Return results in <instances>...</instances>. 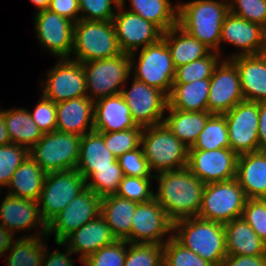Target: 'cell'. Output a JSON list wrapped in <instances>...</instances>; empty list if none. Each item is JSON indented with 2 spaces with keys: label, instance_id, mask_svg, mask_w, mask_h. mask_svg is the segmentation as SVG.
<instances>
[{
  "label": "cell",
  "instance_id": "cell-46",
  "mask_svg": "<svg viewBox=\"0 0 266 266\" xmlns=\"http://www.w3.org/2000/svg\"><path fill=\"white\" fill-rule=\"evenodd\" d=\"M119 166L123 170L124 176H133L140 178H154L152 171L145 158L142 146L126 152L117 158Z\"/></svg>",
  "mask_w": 266,
  "mask_h": 266
},
{
  "label": "cell",
  "instance_id": "cell-22",
  "mask_svg": "<svg viewBox=\"0 0 266 266\" xmlns=\"http://www.w3.org/2000/svg\"><path fill=\"white\" fill-rule=\"evenodd\" d=\"M0 224L13 234L39 226L41 234L47 233V225L41 217L38 202L14 197L6 193L0 205Z\"/></svg>",
  "mask_w": 266,
  "mask_h": 266
},
{
  "label": "cell",
  "instance_id": "cell-47",
  "mask_svg": "<svg viewBox=\"0 0 266 266\" xmlns=\"http://www.w3.org/2000/svg\"><path fill=\"white\" fill-rule=\"evenodd\" d=\"M81 20L113 21L120 0H78Z\"/></svg>",
  "mask_w": 266,
  "mask_h": 266
},
{
  "label": "cell",
  "instance_id": "cell-26",
  "mask_svg": "<svg viewBox=\"0 0 266 266\" xmlns=\"http://www.w3.org/2000/svg\"><path fill=\"white\" fill-rule=\"evenodd\" d=\"M237 67L244 100L266 101V58L262 54L230 59Z\"/></svg>",
  "mask_w": 266,
  "mask_h": 266
},
{
  "label": "cell",
  "instance_id": "cell-48",
  "mask_svg": "<svg viewBox=\"0 0 266 266\" xmlns=\"http://www.w3.org/2000/svg\"><path fill=\"white\" fill-rule=\"evenodd\" d=\"M229 12L266 29V0H234Z\"/></svg>",
  "mask_w": 266,
  "mask_h": 266
},
{
  "label": "cell",
  "instance_id": "cell-2",
  "mask_svg": "<svg viewBox=\"0 0 266 266\" xmlns=\"http://www.w3.org/2000/svg\"><path fill=\"white\" fill-rule=\"evenodd\" d=\"M178 26L220 54L221 28L229 5L216 0H195L179 3Z\"/></svg>",
  "mask_w": 266,
  "mask_h": 266
},
{
  "label": "cell",
  "instance_id": "cell-18",
  "mask_svg": "<svg viewBox=\"0 0 266 266\" xmlns=\"http://www.w3.org/2000/svg\"><path fill=\"white\" fill-rule=\"evenodd\" d=\"M221 61L210 78L208 95V112L219 115L244 100L236 65L230 59Z\"/></svg>",
  "mask_w": 266,
  "mask_h": 266
},
{
  "label": "cell",
  "instance_id": "cell-14",
  "mask_svg": "<svg viewBox=\"0 0 266 266\" xmlns=\"http://www.w3.org/2000/svg\"><path fill=\"white\" fill-rule=\"evenodd\" d=\"M173 235V221L155 198L137 203L128 243H146L163 245L164 235ZM165 240V241H164Z\"/></svg>",
  "mask_w": 266,
  "mask_h": 266
},
{
  "label": "cell",
  "instance_id": "cell-41",
  "mask_svg": "<svg viewBox=\"0 0 266 266\" xmlns=\"http://www.w3.org/2000/svg\"><path fill=\"white\" fill-rule=\"evenodd\" d=\"M128 247L124 266H163V245L129 243Z\"/></svg>",
  "mask_w": 266,
  "mask_h": 266
},
{
  "label": "cell",
  "instance_id": "cell-38",
  "mask_svg": "<svg viewBox=\"0 0 266 266\" xmlns=\"http://www.w3.org/2000/svg\"><path fill=\"white\" fill-rule=\"evenodd\" d=\"M123 177V170L119 166L118 160H116L113 163V167L95 169V172L92 173L88 177V181H86V188L92 190L101 198L115 195Z\"/></svg>",
  "mask_w": 266,
  "mask_h": 266
},
{
  "label": "cell",
  "instance_id": "cell-35",
  "mask_svg": "<svg viewBox=\"0 0 266 266\" xmlns=\"http://www.w3.org/2000/svg\"><path fill=\"white\" fill-rule=\"evenodd\" d=\"M129 12L137 14L156 25L163 33L178 25V6L169 0H130ZM125 0H120L124 6Z\"/></svg>",
  "mask_w": 266,
  "mask_h": 266
},
{
  "label": "cell",
  "instance_id": "cell-23",
  "mask_svg": "<svg viewBox=\"0 0 266 266\" xmlns=\"http://www.w3.org/2000/svg\"><path fill=\"white\" fill-rule=\"evenodd\" d=\"M56 118V131L82 137L94 131V102L88 96L59 102L56 104Z\"/></svg>",
  "mask_w": 266,
  "mask_h": 266
},
{
  "label": "cell",
  "instance_id": "cell-15",
  "mask_svg": "<svg viewBox=\"0 0 266 266\" xmlns=\"http://www.w3.org/2000/svg\"><path fill=\"white\" fill-rule=\"evenodd\" d=\"M117 8L119 11L113 18V24L118 43L121 51L130 54L131 61L134 62L138 48L158 42L163 32L141 16L123 10L124 6L119 5Z\"/></svg>",
  "mask_w": 266,
  "mask_h": 266
},
{
  "label": "cell",
  "instance_id": "cell-56",
  "mask_svg": "<svg viewBox=\"0 0 266 266\" xmlns=\"http://www.w3.org/2000/svg\"><path fill=\"white\" fill-rule=\"evenodd\" d=\"M10 135L6 129L5 120H4V110H0V146L10 144Z\"/></svg>",
  "mask_w": 266,
  "mask_h": 266
},
{
  "label": "cell",
  "instance_id": "cell-50",
  "mask_svg": "<svg viewBox=\"0 0 266 266\" xmlns=\"http://www.w3.org/2000/svg\"><path fill=\"white\" fill-rule=\"evenodd\" d=\"M29 113L43 134L56 131V103L52 100L42 95L35 110Z\"/></svg>",
  "mask_w": 266,
  "mask_h": 266
},
{
  "label": "cell",
  "instance_id": "cell-43",
  "mask_svg": "<svg viewBox=\"0 0 266 266\" xmlns=\"http://www.w3.org/2000/svg\"><path fill=\"white\" fill-rule=\"evenodd\" d=\"M29 155L25 146L10 143L0 146V189L8 186L15 170Z\"/></svg>",
  "mask_w": 266,
  "mask_h": 266
},
{
  "label": "cell",
  "instance_id": "cell-19",
  "mask_svg": "<svg viewBox=\"0 0 266 266\" xmlns=\"http://www.w3.org/2000/svg\"><path fill=\"white\" fill-rule=\"evenodd\" d=\"M35 16L36 37L41 45L60 59H70L74 23L49 9L38 11Z\"/></svg>",
  "mask_w": 266,
  "mask_h": 266
},
{
  "label": "cell",
  "instance_id": "cell-16",
  "mask_svg": "<svg viewBox=\"0 0 266 266\" xmlns=\"http://www.w3.org/2000/svg\"><path fill=\"white\" fill-rule=\"evenodd\" d=\"M44 82L43 96L54 103L87 96L83 65L70 59H59Z\"/></svg>",
  "mask_w": 266,
  "mask_h": 266
},
{
  "label": "cell",
  "instance_id": "cell-42",
  "mask_svg": "<svg viewBox=\"0 0 266 266\" xmlns=\"http://www.w3.org/2000/svg\"><path fill=\"white\" fill-rule=\"evenodd\" d=\"M142 131L143 127L137 125L125 131L103 132L104 143L106 148L118 158L141 146Z\"/></svg>",
  "mask_w": 266,
  "mask_h": 266
},
{
  "label": "cell",
  "instance_id": "cell-6",
  "mask_svg": "<svg viewBox=\"0 0 266 266\" xmlns=\"http://www.w3.org/2000/svg\"><path fill=\"white\" fill-rule=\"evenodd\" d=\"M81 137L73 133L52 131L29 150V156L46 172L76 169Z\"/></svg>",
  "mask_w": 266,
  "mask_h": 266
},
{
  "label": "cell",
  "instance_id": "cell-34",
  "mask_svg": "<svg viewBox=\"0 0 266 266\" xmlns=\"http://www.w3.org/2000/svg\"><path fill=\"white\" fill-rule=\"evenodd\" d=\"M4 120L11 143L25 146L28 150L43 136V132L25 108L4 110Z\"/></svg>",
  "mask_w": 266,
  "mask_h": 266
},
{
  "label": "cell",
  "instance_id": "cell-8",
  "mask_svg": "<svg viewBox=\"0 0 266 266\" xmlns=\"http://www.w3.org/2000/svg\"><path fill=\"white\" fill-rule=\"evenodd\" d=\"M247 197L236 179L205 184L197 217L222 224L242 217Z\"/></svg>",
  "mask_w": 266,
  "mask_h": 266
},
{
  "label": "cell",
  "instance_id": "cell-51",
  "mask_svg": "<svg viewBox=\"0 0 266 266\" xmlns=\"http://www.w3.org/2000/svg\"><path fill=\"white\" fill-rule=\"evenodd\" d=\"M51 12L71 20L73 23L80 20L78 0H51L48 8Z\"/></svg>",
  "mask_w": 266,
  "mask_h": 266
},
{
  "label": "cell",
  "instance_id": "cell-21",
  "mask_svg": "<svg viewBox=\"0 0 266 266\" xmlns=\"http://www.w3.org/2000/svg\"><path fill=\"white\" fill-rule=\"evenodd\" d=\"M117 239L113 235L105 219L99 215L94 220L85 223L75 230L63 242H55L56 245H65L73 253H81L80 261L83 262L104 246L110 245Z\"/></svg>",
  "mask_w": 266,
  "mask_h": 266
},
{
  "label": "cell",
  "instance_id": "cell-12",
  "mask_svg": "<svg viewBox=\"0 0 266 266\" xmlns=\"http://www.w3.org/2000/svg\"><path fill=\"white\" fill-rule=\"evenodd\" d=\"M131 88H122L121 95L130 108L136 125L148 127L162 124L168 106V96L161 90L133 78Z\"/></svg>",
  "mask_w": 266,
  "mask_h": 266
},
{
  "label": "cell",
  "instance_id": "cell-24",
  "mask_svg": "<svg viewBox=\"0 0 266 266\" xmlns=\"http://www.w3.org/2000/svg\"><path fill=\"white\" fill-rule=\"evenodd\" d=\"M94 131L115 132L135 128L130 108L121 94L94 102Z\"/></svg>",
  "mask_w": 266,
  "mask_h": 266
},
{
  "label": "cell",
  "instance_id": "cell-53",
  "mask_svg": "<svg viewBox=\"0 0 266 266\" xmlns=\"http://www.w3.org/2000/svg\"><path fill=\"white\" fill-rule=\"evenodd\" d=\"M66 250V253L54 250L51 252V254H49L45 247L41 266H73L74 264L71 260L72 258H70V255L74 253L69 250L67 246Z\"/></svg>",
  "mask_w": 266,
  "mask_h": 266
},
{
  "label": "cell",
  "instance_id": "cell-4",
  "mask_svg": "<svg viewBox=\"0 0 266 266\" xmlns=\"http://www.w3.org/2000/svg\"><path fill=\"white\" fill-rule=\"evenodd\" d=\"M72 53L75 60L87 63L116 57L120 49L113 21L79 20L74 23Z\"/></svg>",
  "mask_w": 266,
  "mask_h": 266
},
{
  "label": "cell",
  "instance_id": "cell-54",
  "mask_svg": "<svg viewBox=\"0 0 266 266\" xmlns=\"http://www.w3.org/2000/svg\"><path fill=\"white\" fill-rule=\"evenodd\" d=\"M258 145L259 151H266V101L258 102Z\"/></svg>",
  "mask_w": 266,
  "mask_h": 266
},
{
  "label": "cell",
  "instance_id": "cell-5",
  "mask_svg": "<svg viewBox=\"0 0 266 266\" xmlns=\"http://www.w3.org/2000/svg\"><path fill=\"white\" fill-rule=\"evenodd\" d=\"M141 146L152 172L160 173L187 167L189 148L164 123L144 127Z\"/></svg>",
  "mask_w": 266,
  "mask_h": 266
},
{
  "label": "cell",
  "instance_id": "cell-3",
  "mask_svg": "<svg viewBox=\"0 0 266 266\" xmlns=\"http://www.w3.org/2000/svg\"><path fill=\"white\" fill-rule=\"evenodd\" d=\"M178 231V232H177ZM173 237L214 266H221L227 256L224 224L199 217L173 222Z\"/></svg>",
  "mask_w": 266,
  "mask_h": 266
},
{
  "label": "cell",
  "instance_id": "cell-31",
  "mask_svg": "<svg viewBox=\"0 0 266 266\" xmlns=\"http://www.w3.org/2000/svg\"><path fill=\"white\" fill-rule=\"evenodd\" d=\"M210 79L190 83H173L167 109L208 111Z\"/></svg>",
  "mask_w": 266,
  "mask_h": 266
},
{
  "label": "cell",
  "instance_id": "cell-25",
  "mask_svg": "<svg viewBox=\"0 0 266 266\" xmlns=\"http://www.w3.org/2000/svg\"><path fill=\"white\" fill-rule=\"evenodd\" d=\"M235 179L247 199H266V151L239 155Z\"/></svg>",
  "mask_w": 266,
  "mask_h": 266
},
{
  "label": "cell",
  "instance_id": "cell-30",
  "mask_svg": "<svg viewBox=\"0 0 266 266\" xmlns=\"http://www.w3.org/2000/svg\"><path fill=\"white\" fill-rule=\"evenodd\" d=\"M46 172L28 155L15 170L7 187L8 194L37 201L43 188Z\"/></svg>",
  "mask_w": 266,
  "mask_h": 266
},
{
  "label": "cell",
  "instance_id": "cell-33",
  "mask_svg": "<svg viewBox=\"0 0 266 266\" xmlns=\"http://www.w3.org/2000/svg\"><path fill=\"white\" fill-rule=\"evenodd\" d=\"M169 115L163 123L177 136L188 148L196 142L208 118L212 115L208 111H182L166 109Z\"/></svg>",
  "mask_w": 266,
  "mask_h": 266
},
{
  "label": "cell",
  "instance_id": "cell-28",
  "mask_svg": "<svg viewBox=\"0 0 266 266\" xmlns=\"http://www.w3.org/2000/svg\"><path fill=\"white\" fill-rule=\"evenodd\" d=\"M227 255H266V243L241 217L224 224Z\"/></svg>",
  "mask_w": 266,
  "mask_h": 266
},
{
  "label": "cell",
  "instance_id": "cell-57",
  "mask_svg": "<svg viewBox=\"0 0 266 266\" xmlns=\"http://www.w3.org/2000/svg\"><path fill=\"white\" fill-rule=\"evenodd\" d=\"M30 1L37 7V11H41L49 8L51 0H30Z\"/></svg>",
  "mask_w": 266,
  "mask_h": 266
},
{
  "label": "cell",
  "instance_id": "cell-13",
  "mask_svg": "<svg viewBox=\"0 0 266 266\" xmlns=\"http://www.w3.org/2000/svg\"><path fill=\"white\" fill-rule=\"evenodd\" d=\"M223 115L227 121L229 148L238 156L259 151L258 102L243 100Z\"/></svg>",
  "mask_w": 266,
  "mask_h": 266
},
{
  "label": "cell",
  "instance_id": "cell-32",
  "mask_svg": "<svg viewBox=\"0 0 266 266\" xmlns=\"http://www.w3.org/2000/svg\"><path fill=\"white\" fill-rule=\"evenodd\" d=\"M180 33V34H179ZM175 68L206 57L211 50L178 25L163 33Z\"/></svg>",
  "mask_w": 266,
  "mask_h": 266
},
{
  "label": "cell",
  "instance_id": "cell-59",
  "mask_svg": "<svg viewBox=\"0 0 266 266\" xmlns=\"http://www.w3.org/2000/svg\"><path fill=\"white\" fill-rule=\"evenodd\" d=\"M228 1H229V2H228ZM230 1H231V2H230ZM233 1H234V0H227V1L225 0L224 3L230 6V4H231Z\"/></svg>",
  "mask_w": 266,
  "mask_h": 266
},
{
  "label": "cell",
  "instance_id": "cell-37",
  "mask_svg": "<svg viewBox=\"0 0 266 266\" xmlns=\"http://www.w3.org/2000/svg\"><path fill=\"white\" fill-rule=\"evenodd\" d=\"M229 148L227 121L224 115L212 114L194 145L188 150H218Z\"/></svg>",
  "mask_w": 266,
  "mask_h": 266
},
{
  "label": "cell",
  "instance_id": "cell-11",
  "mask_svg": "<svg viewBox=\"0 0 266 266\" xmlns=\"http://www.w3.org/2000/svg\"><path fill=\"white\" fill-rule=\"evenodd\" d=\"M101 197L85 188L47 224L46 236L55 234V242H63L75 230L101 213Z\"/></svg>",
  "mask_w": 266,
  "mask_h": 266
},
{
  "label": "cell",
  "instance_id": "cell-36",
  "mask_svg": "<svg viewBox=\"0 0 266 266\" xmlns=\"http://www.w3.org/2000/svg\"><path fill=\"white\" fill-rule=\"evenodd\" d=\"M46 234L36 233L26 237H20L13 242L5 260L8 266H41L45 250V243L42 241ZM42 237V238H41ZM42 239V240H41Z\"/></svg>",
  "mask_w": 266,
  "mask_h": 266
},
{
  "label": "cell",
  "instance_id": "cell-44",
  "mask_svg": "<svg viewBox=\"0 0 266 266\" xmlns=\"http://www.w3.org/2000/svg\"><path fill=\"white\" fill-rule=\"evenodd\" d=\"M128 244L126 240H116L94 252L81 263L85 266H124Z\"/></svg>",
  "mask_w": 266,
  "mask_h": 266
},
{
  "label": "cell",
  "instance_id": "cell-17",
  "mask_svg": "<svg viewBox=\"0 0 266 266\" xmlns=\"http://www.w3.org/2000/svg\"><path fill=\"white\" fill-rule=\"evenodd\" d=\"M238 155L230 148L188 150L187 168L204 184L236 178Z\"/></svg>",
  "mask_w": 266,
  "mask_h": 266
},
{
  "label": "cell",
  "instance_id": "cell-58",
  "mask_svg": "<svg viewBox=\"0 0 266 266\" xmlns=\"http://www.w3.org/2000/svg\"><path fill=\"white\" fill-rule=\"evenodd\" d=\"M261 54L266 58V30L264 33V46Z\"/></svg>",
  "mask_w": 266,
  "mask_h": 266
},
{
  "label": "cell",
  "instance_id": "cell-40",
  "mask_svg": "<svg viewBox=\"0 0 266 266\" xmlns=\"http://www.w3.org/2000/svg\"><path fill=\"white\" fill-rule=\"evenodd\" d=\"M163 266H214L180 244L173 235L163 244Z\"/></svg>",
  "mask_w": 266,
  "mask_h": 266
},
{
  "label": "cell",
  "instance_id": "cell-55",
  "mask_svg": "<svg viewBox=\"0 0 266 266\" xmlns=\"http://www.w3.org/2000/svg\"><path fill=\"white\" fill-rule=\"evenodd\" d=\"M14 234L0 224V256L8 252L9 247L13 244ZM6 252V253H5Z\"/></svg>",
  "mask_w": 266,
  "mask_h": 266
},
{
  "label": "cell",
  "instance_id": "cell-27",
  "mask_svg": "<svg viewBox=\"0 0 266 266\" xmlns=\"http://www.w3.org/2000/svg\"><path fill=\"white\" fill-rule=\"evenodd\" d=\"M117 160L107 148L103 139V132L92 131L81 137L80 154L76 170L88 181V177L95 169L113 167Z\"/></svg>",
  "mask_w": 266,
  "mask_h": 266
},
{
  "label": "cell",
  "instance_id": "cell-7",
  "mask_svg": "<svg viewBox=\"0 0 266 266\" xmlns=\"http://www.w3.org/2000/svg\"><path fill=\"white\" fill-rule=\"evenodd\" d=\"M131 62L130 54L122 53L113 58L82 63L87 96L95 102L108 96L121 94L120 86L125 84L132 73Z\"/></svg>",
  "mask_w": 266,
  "mask_h": 266
},
{
  "label": "cell",
  "instance_id": "cell-49",
  "mask_svg": "<svg viewBox=\"0 0 266 266\" xmlns=\"http://www.w3.org/2000/svg\"><path fill=\"white\" fill-rule=\"evenodd\" d=\"M242 218L266 243V199H247Z\"/></svg>",
  "mask_w": 266,
  "mask_h": 266
},
{
  "label": "cell",
  "instance_id": "cell-10",
  "mask_svg": "<svg viewBox=\"0 0 266 266\" xmlns=\"http://www.w3.org/2000/svg\"><path fill=\"white\" fill-rule=\"evenodd\" d=\"M137 59V65L131 62V71L135 69L134 78L163 91L168 96L176 68L167 43L161 38L158 42L142 48Z\"/></svg>",
  "mask_w": 266,
  "mask_h": 266
},
{
  "label": "cell",
  "instance_id": "cell-39",
  "mask_svg": "<svg viewBox=\"0 0 266 266\" xmlns=\"http://www.w3.org/2000/svg\"><path fill=\"white\" fill-rule=\"evenodd\" d=\"M219 55L212 51L204 58L177 67L173 83H190L196 80L210 79L220 62Z\"/></svg>",
  "mask_w": 266,
  "mask_h": 266
},
{
  "label": "cell",
  "instance_id": "cell-29",
  "mask_svg": "<svg viewBox=\"0 0 266 266\" xmlns=\"http://www.w3.org/2000/svg\"><path fill=\"white\" fill-rule=\"evenodd\" d=\"M137 202L115 195L101 199L100 215L105 219L117 240H127L130 237L133 215Z\"/></svg>",
  "mask_w": 266,
  "mask_h": 266
},
{
  "label": "cell",
  "instance_id": "cell-52",
  "mask_svg": "<svg viewBox=\"0 0 266 266\" xmlns=\"http://www.w3.org/2000/svg\"><path fill=\"white\" fill-rule=\"evenodd\" d=\"M221 266H266V255H227Z\"/></svg>",
  "mask_w": 266,
  "mask_h": 266
},
{
  "label": "cell",
  "instance_id": "cell-20",
  "mask_svg": "<svg viewBox=\"0 0 266 266\" xmlns=\"http://www.w3.org/2000/svg\"><path fill=\"white\" fill-rule=\"evenodd\" d=\"M265 30L261 25L252 23L229 12L225 16L221 28L220 44L224 41L239 49L241 48V51L226 59L236 56L261 54L264 46Z\"/></svg>",
  "mask_w": 266,
  "mask_h": 266
},
{
  "label": "cell",
  "instance_id": "cell-1",
  "mask_svg": "<svg viewBox=\"0 0 266 266\" xmlns=\"http://www.w3.org/2000/svg\"><path fill=\"white\" fill-rule=\"evenodd\" d=\"M154 179L159 182L154 198L173 222L197 217L205 184L187 167L160 172Z\"/></svg>",
  "mask_w": 266,
  "mask_h": 266
},
{
  "label": "cell",
  "instance_id": "cell-9",
  "mask_svg": "<svg viewBox=\"0 0 266 266\" xmlns=\"http://www.w3.org/2000/svg\"><path fill=\"white\" fill-rule=\"evenodd\" d=\"M85 188L86 181L76 169L47 173L38 200L46 225Z\"/></svg>",
  "mask_w": 266,
  "mask_h": 266
},
{
  "label": "cell",
  "instance_id": "cell-45",
  "mask_svg": "<svg viewBox=\"0 0 266 266\" xmlns=\"http://www.w3.org/2000/svg\"><path fill=\"white\" fill-rule=\"evenodd\" d=\"M151 179L153 178L124 176L116 195L137 203L147 202L153 199L155 194L150 190Z\"/></svg>",
  "mask_w": 266,
  "mask_h": 266
}]
</instances>
